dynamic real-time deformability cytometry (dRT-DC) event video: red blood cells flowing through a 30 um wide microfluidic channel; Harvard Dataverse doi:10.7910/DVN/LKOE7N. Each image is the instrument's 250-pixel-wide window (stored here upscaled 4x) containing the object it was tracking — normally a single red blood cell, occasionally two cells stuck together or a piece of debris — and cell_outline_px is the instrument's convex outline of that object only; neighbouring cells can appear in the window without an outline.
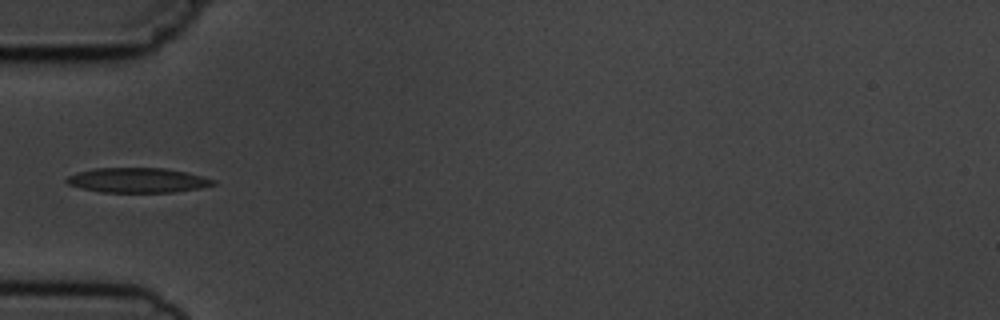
{"species": "common noctule bat (a hibernating species)", "species_latin": "Nyctalus noctula", "temperature_condition": "cold", "stored_images_in_passage": 6, "camera_frame_rate_fps": 3000, "um_per_image_px": 0.085, "animal": {"sex": "male", "body_mass_g": 19.5, "forearm_length_mm": 54.6}, "frame": {"image": 1, "passage_image": 5, "time_ms": 4.667, "image_size_px": [1000, 320], "cell_outline_px": [[216, 184], [200, 188], [172, 192], [100, 192], [80, 188], [68, 184], [64, 180], [68, 176], [80, 172], [96, 168], [164, 168], [188, 172], [216, 180]], "centroid_in_image_um": [11.72, 15.32], "position_along_channel_um": 73.3, "area_um2": 21.15}}
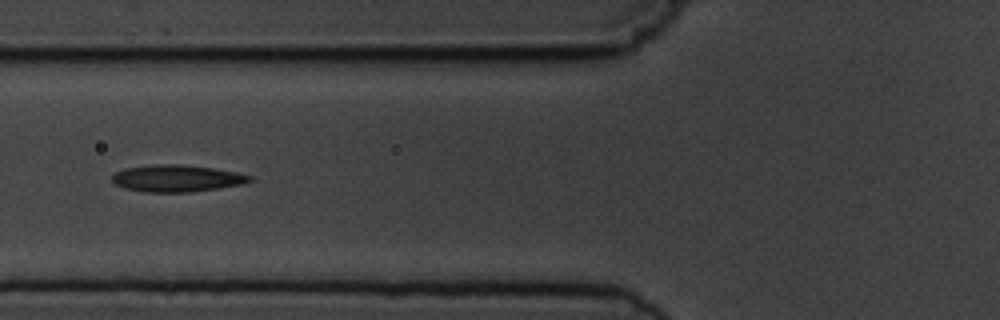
{"frame": {"image": 2, "passage_image": 6, "time_ms": 5.667, "image_size_px": [1000, 320], "cell_outline_px": [[252, 180], [244, 184], [192, 192], [144, 192], [124, 188], [112, 184], [112, 176], [116, 172], [124, 168], [152, 164], [180, 164], [212, 168], [236, 172], [252, 176]], "centroid_in_image_um": [14.99, 15.16], "position_along_channel_um": 110.8, "area_um2": 21.73}}